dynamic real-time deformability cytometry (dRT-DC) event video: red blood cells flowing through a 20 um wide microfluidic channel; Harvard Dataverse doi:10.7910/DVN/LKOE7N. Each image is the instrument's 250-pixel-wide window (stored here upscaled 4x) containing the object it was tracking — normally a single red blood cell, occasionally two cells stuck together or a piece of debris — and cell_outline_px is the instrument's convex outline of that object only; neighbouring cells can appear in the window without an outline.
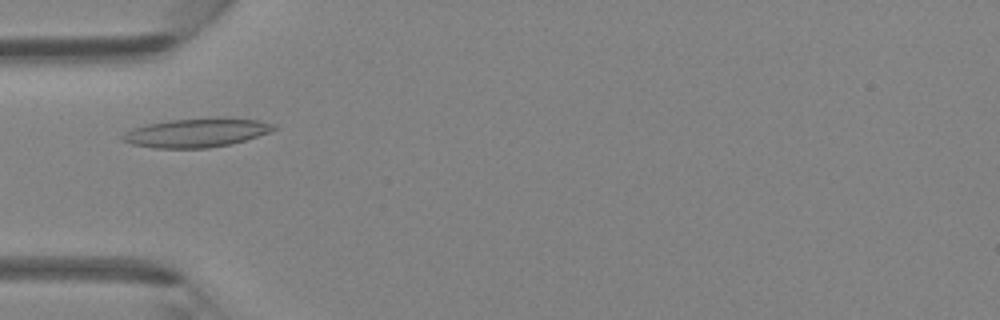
{"species": "Egyptian fruit bat (a non-hibernating species)", "species_latin": "Rousettus aegyptiacus", "temperature_condition": "room temperature", "stored_images_in_passage": 39, "camera_frame_rate_fps": 3000, "um_per_image_px": 0.085, "animal": {"sex": "female"}, "frame": {"image": 1, "passage_image": 8, "time_ms": 2.333, "image_size_px": [1000, 320], "cell_outline_px": [[280, 128], [244, 140], [228, 144], [208, 148], [152, 148], [132, 144], [120, 140], [120, 136], [124, 132], [148, 124], [168, 120], [216, 116], [256, 120], [276, 124]], "centroid_in_image_um": [16.7, 11.26], "position_along_channel_um": 68.3, "area_um2": 25.66}}
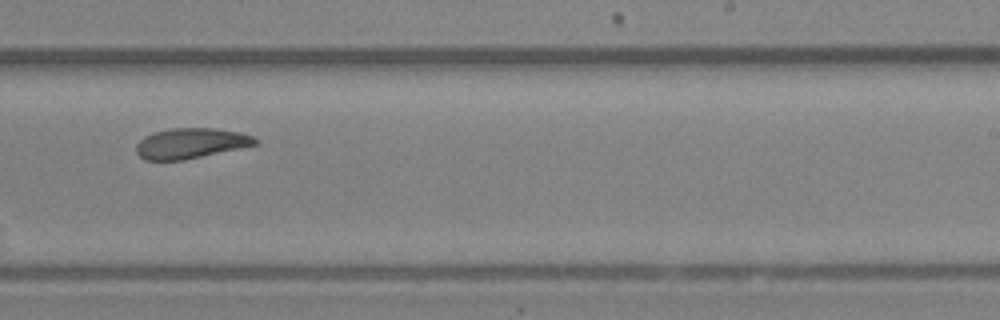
{"frame": {"image": 2, "passage_image": 22, "time_ms": 7.0, "image_size_px": [1000, 320], "cell_outline_px": [[256, 144], [184, 160], [144, 160], [136, 152], [136, 144], [144, 136], [152, 132], [172, 128], [216, 128], [240, 132], [252, 136], [256, 140]], "centroid_in_image_um": [16.15, 12.17], "position_along_channel_um": 272.9, "area_um2": 20.87}}
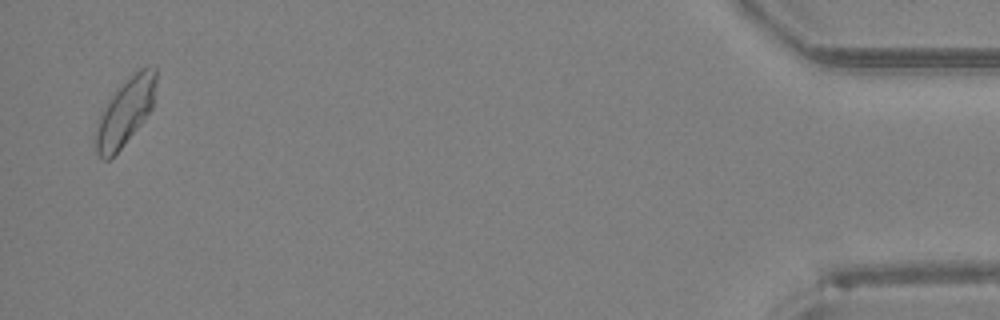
{"frame": {"image": 3, "passage_image": 38, "time_ms": 12.333, "image_size_px": [1000, 320], "cell_outline_px": [[156, 80], [152, 108], [144, 120], [120, 148], [108, 160], [104, 160], [96, 152], [96, 132], [100, 116], [116, 88], [132, 72], [140, 68], [156, 64]], "centroid_in_image_um": [10.68, 9.43], "position_along_channel_um": 424.5, "area_um2": 23.24}}